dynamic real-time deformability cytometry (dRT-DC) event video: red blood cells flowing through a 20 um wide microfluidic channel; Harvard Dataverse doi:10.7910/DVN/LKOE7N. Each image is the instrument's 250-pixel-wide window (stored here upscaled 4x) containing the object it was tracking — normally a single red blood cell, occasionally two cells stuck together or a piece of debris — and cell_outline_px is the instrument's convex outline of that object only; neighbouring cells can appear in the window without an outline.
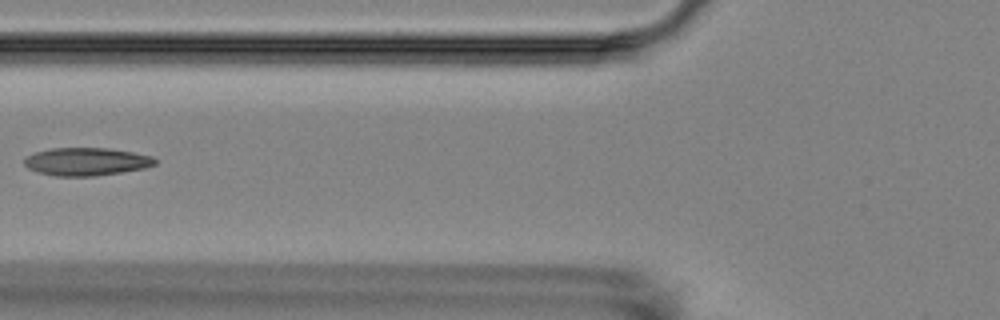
{"species": "Egyptian fruit bat (a non-hibernating species)", "species_latin": "Rousettus aegyptiacus", "temperature_condition": "room temperature", "stored_images_in_passage": 5, "camera_frame_rate_fps": 3000, "um_per_image_px": 0.085, "animal": {"sex": "female"}, "frame": {"image": 1, "passage_image": 3, "time_ms": 2.333, "image_size_px": [1000, 320], "cell_outline_px": [[156, 164], [144, 168], [96, 176], [52, 176], [36, 172], [28, 168], [24, 164], [24, 160], [28, 156], [36, 152], [52, 148], [108, 148], [132, 152], [152, 156], [156, 160]], "centroid_in_image_um": [7.32, 13.74], "position_along_channel_um": 118.5, "area_um2": 21.21}}
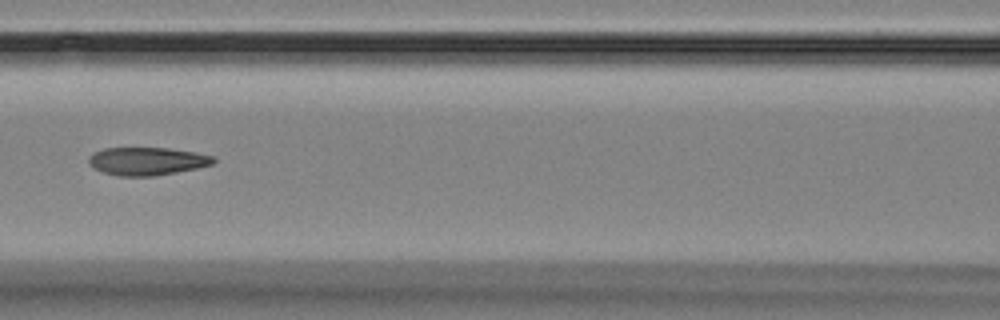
{"frame": {"image": 2, "passage_image": 4, "time_ms": 3.333, "image_size_px": [1000, 320], "cell_outline_px": [[216, 160], [212, 164], [196, 168], [156, 176], [116, 176], [104, 172], [88, 164], [88, 156], [104, 148], [168, 148], [196, 152], [212, 156]], "centroid_in_image_um": [12.49, 13.7], "position_along_channel_um": 154.1, "area_um2": 20.23}}
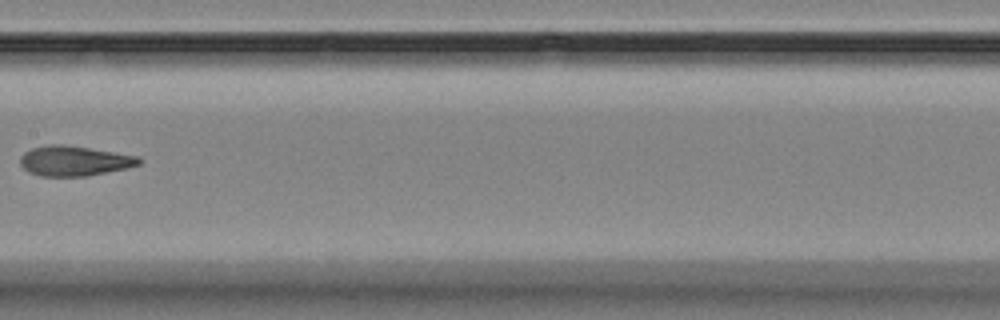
{"frame": {"image": 3, "passage_image": 5, "time_ms": 4.667, "image_size_px": [1000, 320], "cell_outline_px": [[140, 164], [128, 168], [88, 176], [40, 176], [28, 172], [20, 164], [20, 156], [24, 152], [32, 148], [48, 144], [60, 144], [88, 148], [140, 156]], "centroid_in_image_um": [6.3, 13.68], "position_along_channel_um": 201.1, "area_um2": 20.81}}